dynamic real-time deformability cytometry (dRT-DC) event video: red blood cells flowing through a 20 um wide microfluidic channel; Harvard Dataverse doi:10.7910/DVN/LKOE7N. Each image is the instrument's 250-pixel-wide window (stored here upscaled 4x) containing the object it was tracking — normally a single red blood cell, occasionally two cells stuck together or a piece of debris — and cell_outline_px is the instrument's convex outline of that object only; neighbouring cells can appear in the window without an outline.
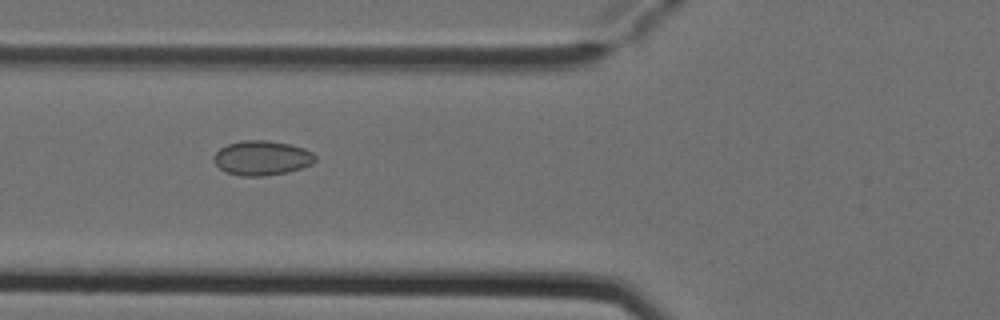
{"species": "Egyptian fruit bat (a non-hibernating species)", "species_latin": "Rousettus aegyptiacus", "temperature_condition": "cold", "stored_images_in_passage": 8, "camera_frame_rate_fps": 3000, "um_per_image_px": 0.085, "animal": {"sex": "female"}, "frame": {"image": 1, "passage_image": 5, "time_ms": 1.333, "image_size_px": [1000, 320], "cell_outline_px": [[316, 160], [312, 164], [288, 172], [264, 176], [240, 176], [224, 172], [212, 160], [212, 156], [220, 148], [228, 144], [240, 140], [268, 140], [292, 144], [304, 148], [312, 152], [316, 156]], "centroid_in_image_um": [22.25, 13.42], "position_along_channel_um": 103.6, "area_um2": 20.75}}
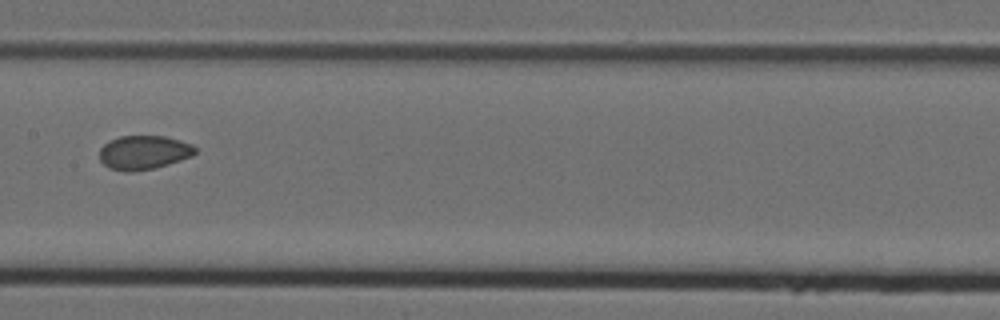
{"frame": {"image": 2, "passage_image": 7, "time_ms": 2.0, "image_size_px": [1000, 320], "cell_outline_px": [[196, 152], [192, 156], [156, 168], [132, 172], [124, 172], [108, 168], [100, 160], [100, 148], [104, 144], [120, 136], [164, 136], [180, 140], [192, 144], [196, 148]], "centroid_in_image_um": [12.22, 12.97], "position_along_channel_um": 195.2, "area_um2": 19.02}}
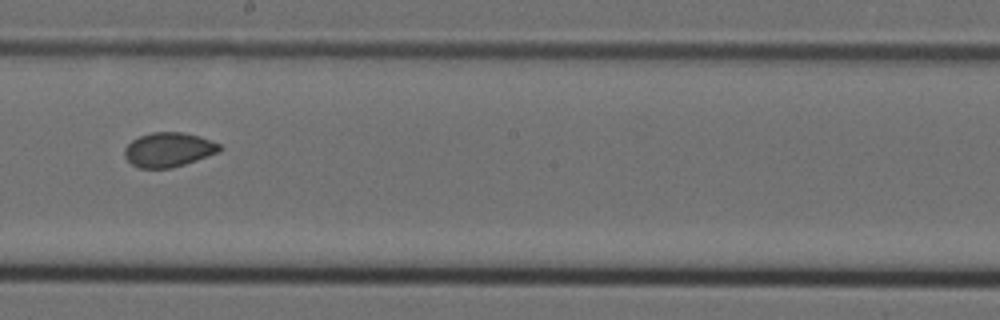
{"frame": {"image": 3, "passage_image": 8, "time_ms": 2.333, "image_size_px": [1000, 320], "cell_outline_px": [[220, 152], [172, 168], [140, 168], [132, 164], [124, 156], [124, 148], [132, 140], [140, 136], [152, 132], [184, 132], [200, 136], [220, 144]], "centroid_in_image_um": [14.32, 12.72], "position_along_channel_um": 233.9, "area_um2": 19.02}}